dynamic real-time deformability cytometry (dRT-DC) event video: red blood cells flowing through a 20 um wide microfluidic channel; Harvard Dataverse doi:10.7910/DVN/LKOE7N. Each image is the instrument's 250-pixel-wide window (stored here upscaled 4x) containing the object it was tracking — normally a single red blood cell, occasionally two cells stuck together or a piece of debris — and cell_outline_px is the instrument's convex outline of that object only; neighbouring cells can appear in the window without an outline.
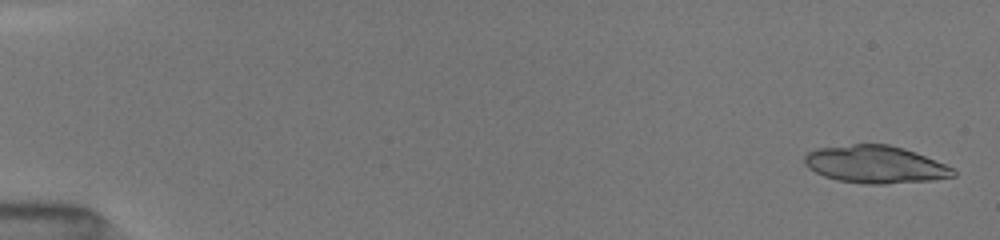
{"species": "common noctule bat (a hibernating species)", "species_latin": "Nyctalus noctula", "temperature_condition": "room temperature", "stored_images_in_passage": 25, "camera_frame_rate_fps": 3000, "um_per_image_px": 0.085, "animal": {"sex": "female", "body_mass_g": 19.5, "forearm_length_mm": 54.1}, "frame": {"image": 1, "passage_image": 2, "time_ms": 0.333, "image_size_px": [1000, 240], "cell_outline_px": [[956, 176], [932, 180], [884, 184], [864, 184], [836, 180], [824, 176], [808, 168], [804, 164], [804, 156], [808, 152], [816, 148], [852, 144], [888, 144], [904, 148], [916, 152], [944, 164], [952, 168], [956, 172]], "centroid_in_image_um": [74.38, 13.98], "position_along_channel_um": 10.6, "area_um2": 32.6}}